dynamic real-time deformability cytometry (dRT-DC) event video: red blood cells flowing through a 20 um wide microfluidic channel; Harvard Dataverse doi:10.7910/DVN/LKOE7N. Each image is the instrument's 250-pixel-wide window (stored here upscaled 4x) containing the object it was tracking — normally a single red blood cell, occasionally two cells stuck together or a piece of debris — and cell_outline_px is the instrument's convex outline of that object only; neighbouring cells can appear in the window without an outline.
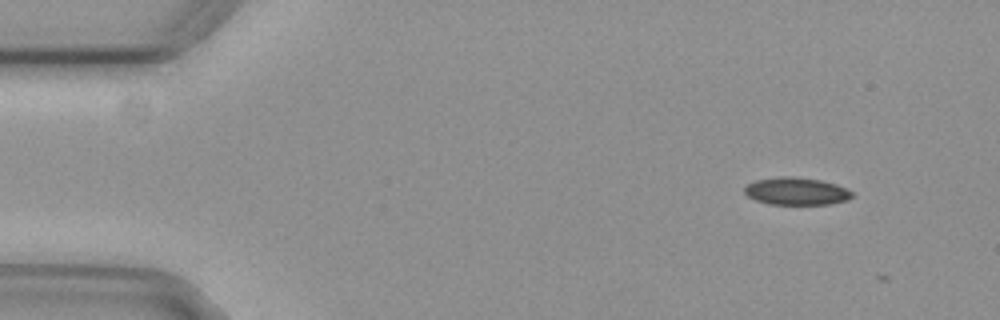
{"species": "common noctule bat (a hibernating species)", "species_latin": "Nyctalus noctula", "temperature_condition": "cold", "stored_images_in_passage": 8, "camera_frame_rate_fps": 3000, "um_per_image_px": 0.085, "animal": {"sex": "female", "body_mass_g": 29.2, "forearm_length_mm": 56.3}, "frame": {"image": 1, "passage_image": 4, "time_ms": 1.0, "image_size_px": [1000, 320], "cell_outline_px": [[852, 196], [848, 200], [828, 204], [768, 204], [756, 200], [748, 196], [744, 192], [744, 188], [748, 184], [756, 180], [780, 176], [792, 176], [820, 180], [836, 184], [848, 188], [852, 192]], "centroid_in_image_um": [67.7, 16.25], "position_along_channel_um": 17.3, "area_um2": 17.22}}